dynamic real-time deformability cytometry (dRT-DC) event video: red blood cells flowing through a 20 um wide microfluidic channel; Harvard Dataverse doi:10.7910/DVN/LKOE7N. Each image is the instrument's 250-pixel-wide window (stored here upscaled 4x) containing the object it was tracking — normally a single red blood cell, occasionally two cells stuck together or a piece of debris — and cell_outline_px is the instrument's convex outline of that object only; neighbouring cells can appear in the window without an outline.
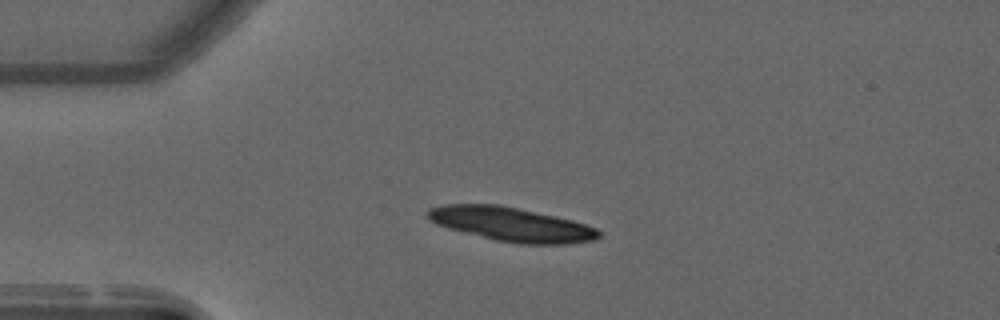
{"species": "common noctule bat (a hibernating species)", "species_latin": "Nyctalus noctula", "temperature_condition": "warm", "stored_images_in_passage": 27, "camera_frame_rate_fps": 3000, "um_per_image_px": 0.085, "animal": {"sex": "male", "forearm_length_mm": 52.5}, "frame": {"image": 1, "passage_image": 1, "time_ms": 0.0, "image_size_px": [1000, 320], "cell_outline_px": [[600, 236], [596, 240], [564, 244], [520, 244], [496, 240], [448, 228], [436, 224], [428, 220], [424, 212], [428, 208], [440, 204], [500, 204], [556, 216], [572, 220], [596, 228], [600, 232]], "centroid_in_image_um": [43.41, 19.05], "position_along_channel_um": 41.6, "area_um2": 34.16}}
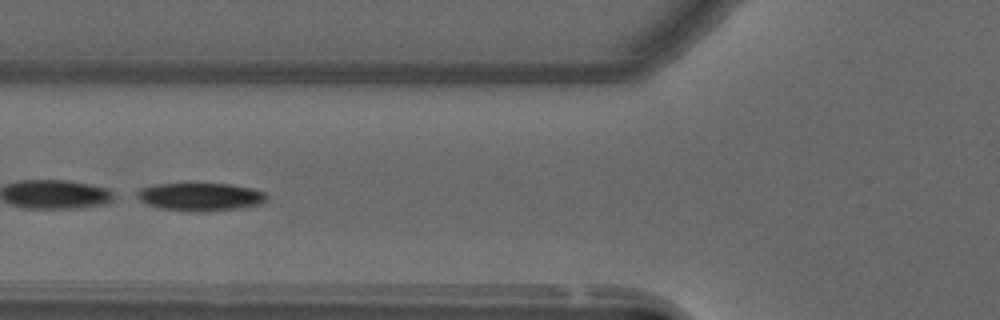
{"frame": {"image": 2, "passage_image": 9, "time_ms": 2.667, "image_size_px": [1000, 320], "cell_outline_px": [[268, 200], [264, 204], [240, 208], [208, 212], [188, 212], [160, 208], [148, 204], [132, 196], [140, 188], [156, 184], [232, 184], [252, 188], [264, 192], [268, 196]], "centroid_in_image_um": [17.05, 16.74], "position_along_channel_um": 108.7, "area_um2": 21.62}}